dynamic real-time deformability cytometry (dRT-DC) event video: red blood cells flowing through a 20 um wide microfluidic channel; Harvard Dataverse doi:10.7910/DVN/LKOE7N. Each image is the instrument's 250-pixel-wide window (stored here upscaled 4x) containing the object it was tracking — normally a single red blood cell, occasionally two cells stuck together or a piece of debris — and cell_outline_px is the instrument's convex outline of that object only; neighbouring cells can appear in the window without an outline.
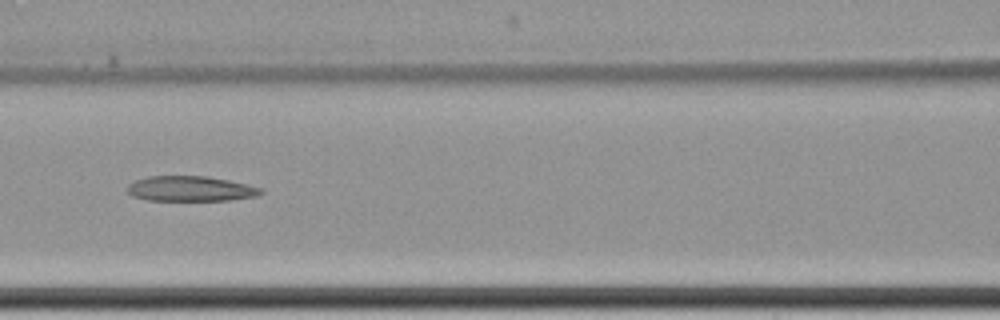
{"species": "common noctule bat (a hibernating species)", "species_latin": "Nyctalus noctula", "temperature_condition": "cold", "stored_images_in_passage": 6, "camera_frame_rate_fps": 3000, "um_per_image_px": 0.085, "animal": {"sex": "female", "body_mass_g": 22.7, "forearm_length_mm": 54.2}, "frame": {"image": 1, "passage_image": 5, "time_ms": 4.667, "image_size_px": [1000, 320], "cell_outline_px": [[264, 192], [256, 196], [232, 200], [148, 200], [132, 196], [128, 192], [128, 184], [136, 180], [148, 176], [208, 176], [248, 184], [264, 188]], "centroid_in_image_um": [16.24, 16.04], "position_along_channel_um": 150.4, "area_um2": 19.65}}
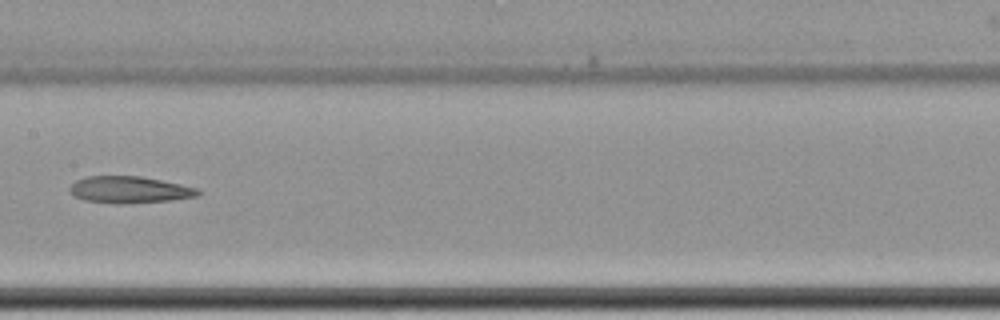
{"frame": {"image": 2, "passage_image": 6, "time_ms": 6.0, "image_size_px": [1000, 320], "cell_outline_px": [[204, 192], [196, 196], [172, 200], [120, 204], [84, 200], [72, 196], [68, 192], [68, 188], [76, 180], [88, 176], [140, 176], [200, 188]], "centroid_in_image_um": [11.0, 16.13], "position_along_channel_um": 196.4, "area_um2": 20.17}}